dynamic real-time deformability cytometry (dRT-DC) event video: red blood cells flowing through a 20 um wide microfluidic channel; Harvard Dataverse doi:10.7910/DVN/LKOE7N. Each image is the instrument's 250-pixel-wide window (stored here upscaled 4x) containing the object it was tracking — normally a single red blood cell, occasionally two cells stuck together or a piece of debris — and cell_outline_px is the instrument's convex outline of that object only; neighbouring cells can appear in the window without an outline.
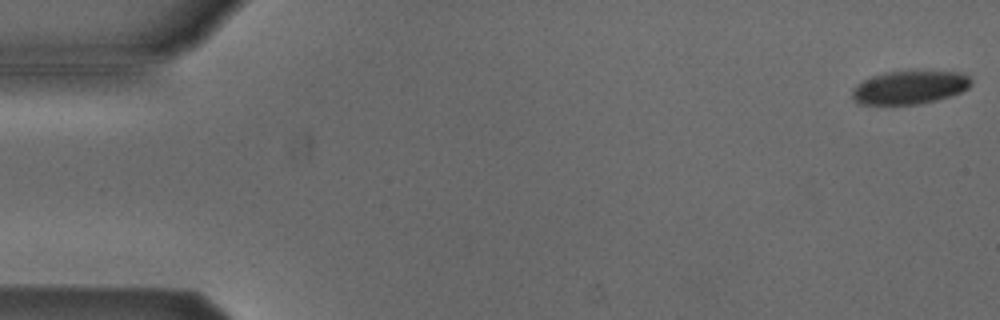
{"species": "Egyptian fruit bat (a non-hibernating species)", "species_latin": "Rousettus aegyptiacus", "temperature_condition": "cold", "stored_images_in_passage": 5, "camera_frame_rate_fps": 3000, "um_per_image_px": 0.085, "animal": {"sex": "male"}, "frame": {"image": 1, "passage_image": 1, "time_ms": 0.0, "image_size_px": [1000, 320], "cell_outline_px": [[972, 84], [968, 88], [952, 96], [920, 104], [856, 104], [852, 96], [852, 88], [856, 84], [872, 76], [884, 72], [960, 72], [968, 76], [972, 80]], "centroid_in_image_um": [77.3, 7.44], "position_along_channel_um": 7.7, "area_um2": 23.0}}
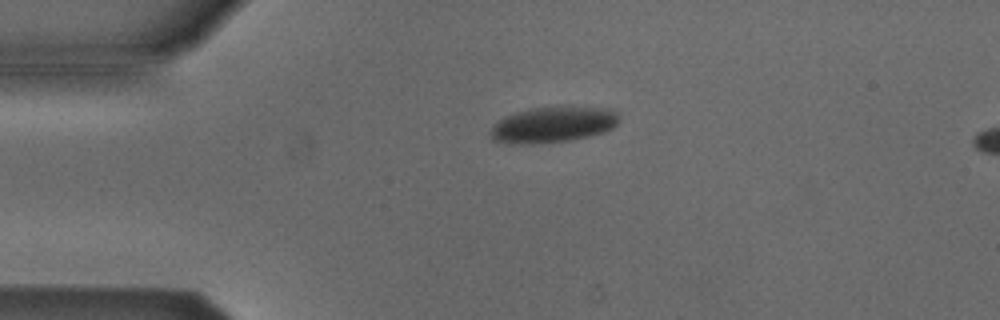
{"frame": {"image": 2, "passage_image": 4, "time_ms": 3.667, "image_size_px": [1000, 320], "cell_outline_px": [[620, 120], [612, 128], [604, 132], [588, 136], [568, 140], [528, 144], [512, 144], [492, 140], [492, 128], [504, 116], [516, 112], [532, 108], [568, 104], [616, 108], [620, 116]], "centroid_in_image_um": [47.12, 10.53], "position_along_channel_um": 37.9, "area_um2": 27.57}}